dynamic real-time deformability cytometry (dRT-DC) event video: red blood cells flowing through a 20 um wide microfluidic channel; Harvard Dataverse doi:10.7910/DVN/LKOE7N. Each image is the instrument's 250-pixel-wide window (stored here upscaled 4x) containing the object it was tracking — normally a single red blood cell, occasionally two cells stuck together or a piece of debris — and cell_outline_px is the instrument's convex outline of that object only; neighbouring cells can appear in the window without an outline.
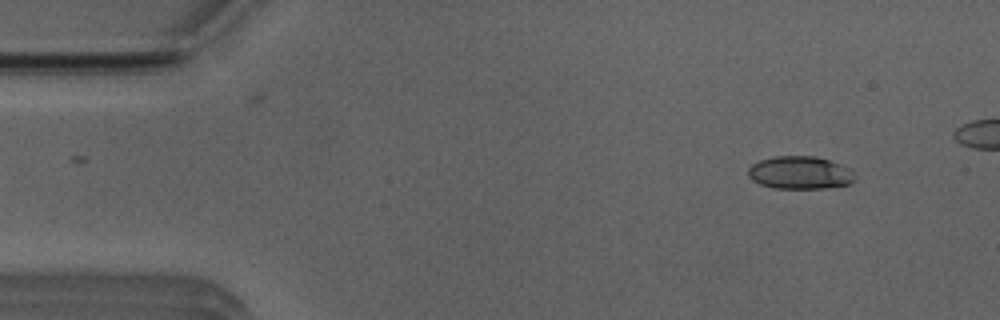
{"species": "Egyptian fruit bat (a non-hibernating species)", "species_latin": "Rousettus aegyptiacus", "temperature_condition": "room temperature", "stored_images_in_passage": 45, "camera_frame_rate_fps": 3000, "um_per_image_px": 0.085, "animal": {"sex": "male"}, "frame": {"image": 1, "passage_image": 4, "time_ms": 1.0, "image_size_px": [1000, 320], "cell_outline_px": [[856, 180], [848, 184], [824, 188], [776, 188], [760, 184], [752, 180], [748, 176], [748, 168], [752, 164], [760, 160], [776, 156], [816, 156], [828, 160], [848, 168], [856, 176]], "centroid_in_image_um": [67.98, 14.68], "position_along_channel_um": 17.0, "area_um2": 20.29}}
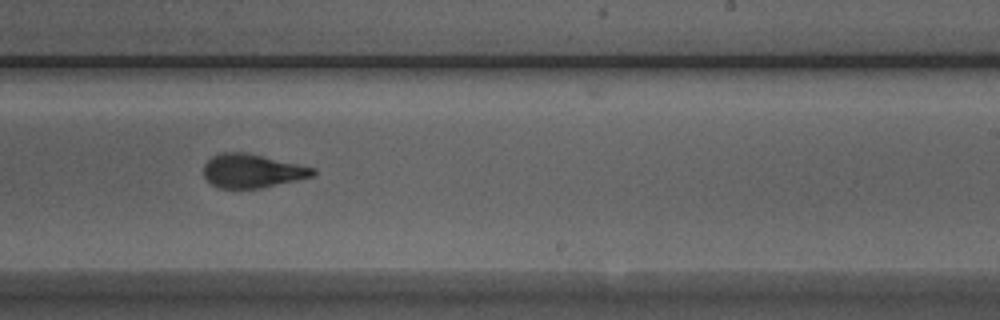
{"frame": {"image": 2, "passage_image": 30, "time_ms": 9.667, "image_size_px": [1000, 320], "cell_outline_px": [[316, 172], [312, 176], [296, 180], [260, 188], [216, 188], [204, 176], [204, 164], [212, 156], [224, 152], [244, 152], [316, 168]], "centroid_in_image_um": [21.41, 14.53], "position_along_channel_um": 267.6, "area_um2": 21.21}}
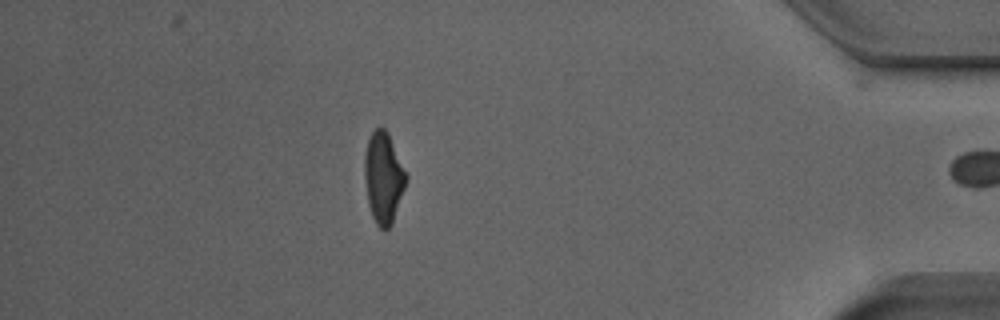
{"frame": {"image": 3, "passage_image": 44, "time_ms": 14.333, "image_size_px": [1000, 320], "cell_outline_px": [[408, 176], [392, 224], [384, 232], [376, 224], [372, 216], [368, 204], [364, 180], [364, 156], [368, 140], [372, 132], [376, 128], [384, 128], [388, 132]], "centroid_in_image_um": [32.58, 15.12], "position_along_channel_um": 402.6, "area_um2": 22.08}, "authors_computed_cell_mechanics": {"area_um2": 21.7906, "velocity_mm_per_s": 3.9471, "shape_relaxation_time_tau1_ms": 7.3553, "shape_relaxation_time_tau2_ms": 1.266, "deformation_change_tau1": 0.2249, "deformation_change_tau2": 0.0717}}